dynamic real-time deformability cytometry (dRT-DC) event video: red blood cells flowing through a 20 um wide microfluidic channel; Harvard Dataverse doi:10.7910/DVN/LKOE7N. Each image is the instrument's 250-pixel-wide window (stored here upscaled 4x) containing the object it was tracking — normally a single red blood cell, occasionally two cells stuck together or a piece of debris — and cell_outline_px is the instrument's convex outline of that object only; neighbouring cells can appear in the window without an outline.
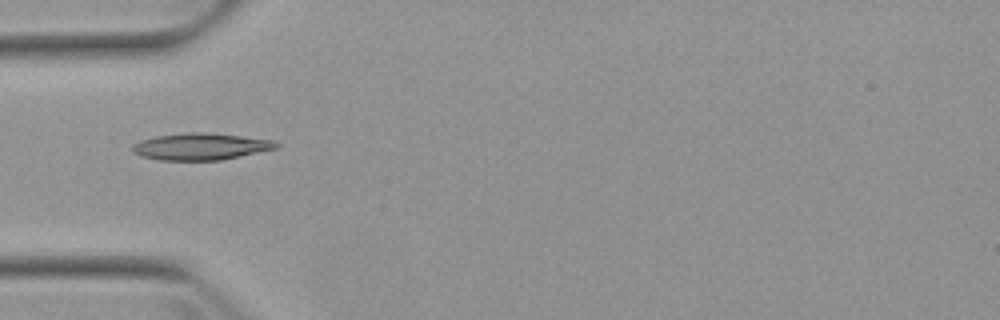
{"species": "Egyptian fruit bat (a non-hibernating species)", "species_latin": "Rousettus aegyptiacus", "temperature_condition": "warm", "stored_images_in_passage": 5, "camera_frame_rate_fps": 3000, "um_per_image_px": 0.085, "animal": {"sex": "female"}, "frame": {"image": 1, "passage_image": 2, "time_ms": 1.333, "image_size_px": [1000, 320], "cell_outline_px": [[280, 148], [220, 160], [160, 160], [140, 156], [132, 152], [132, 144], [140, 140], [156, 136], [184, 132], [204, 132], [240, 136], [272, 140], [280, 144]], "centroid_in_image_um": [17.04, 12.45], "position_along_channel_um": 68.0, "area_um2": 22.54}}
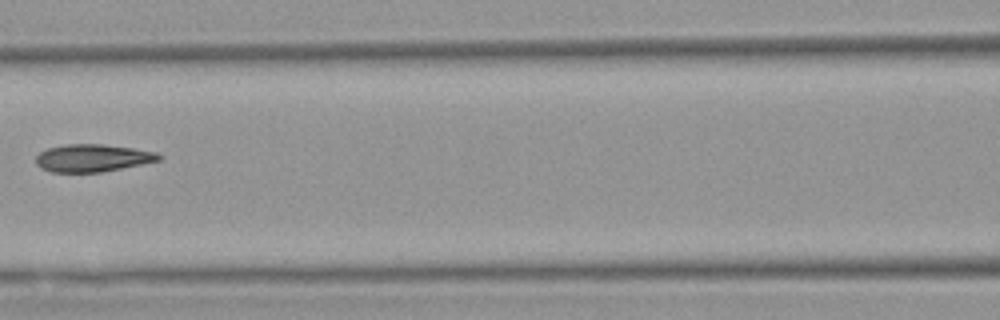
{"frame": {"image": 2, "passage_image": 4, "time_ms": 3.667, "image_size_px": [1000, 320], "cell_outline_px": [[164, 156], [160, 160], [100, 172], [48, 172], [40, 168], [36, 164], [36, 156], [40, 152], [48, 148], [64, 144], [104, 144], [132, 148], [156, 152]], "centroid_in_image_um": [7.83, 13.42], "position_along_channel_um": 158.8, "area_um2": 19.71}}
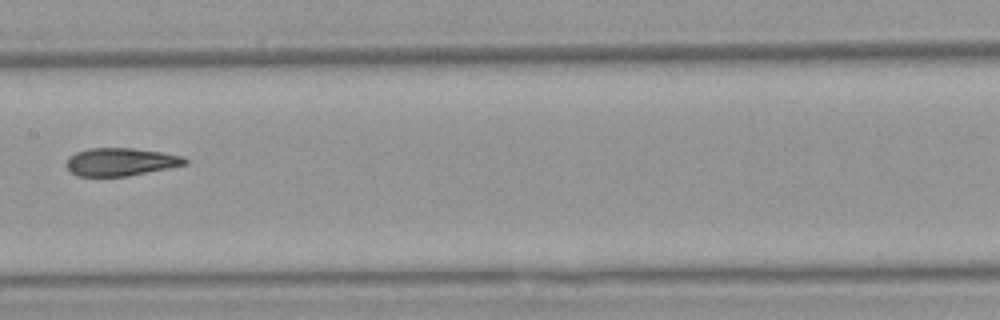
{"frame": {"image": 3, "passage_image": 5, "time_ms": 4.667, "image_size_px": [1000, 320], "cell_outline_px": [[188, 164], [128, 176], [76, 176], [68, 172], [64, 164], [68, 156], [76, 152], [88, 148], [132, 148], [160, 152], [184, 156], [188, 160]], "centroid_in_image_um": [10.2, 13.76], "position_along_channel_um": 197.2, "area_um2": 19.54}}